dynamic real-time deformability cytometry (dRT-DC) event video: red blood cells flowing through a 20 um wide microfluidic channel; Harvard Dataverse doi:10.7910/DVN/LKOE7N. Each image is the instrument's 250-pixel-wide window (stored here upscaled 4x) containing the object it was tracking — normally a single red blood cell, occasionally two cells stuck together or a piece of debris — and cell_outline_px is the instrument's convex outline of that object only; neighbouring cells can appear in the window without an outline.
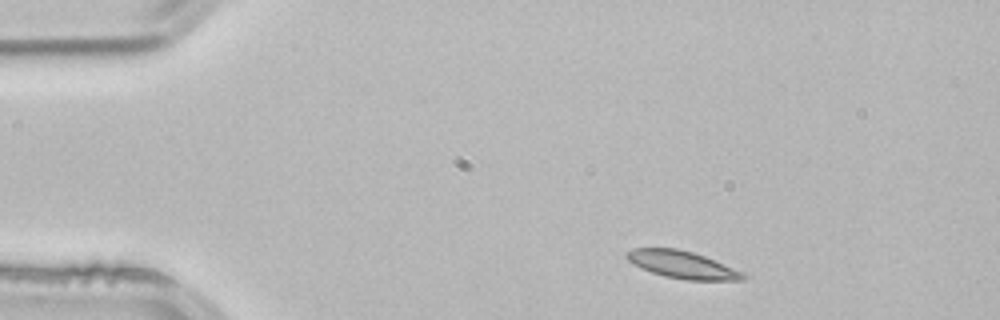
{"species": "common noctule bat (a hibernating species)", "species_latin": "Nyctalus noctula", "temperature_condition": "room temperature", "stored_images_in_passage": 2, "camera_frame_rate_fps": 3000, "um_per_image_px": 0.085, "animal": {"sex": "male", "body_mass_g": 21.5, "forearm_length_mm": 52.0}, "frame": {"image": 1, "passage_image": 1, "time_ms": 0.0, "image_size_px": [1000, 320], "cell_outline_px": [[748, 276], [744, 280], [688, 280], [664, 276], [652, 272], [628, 260], [624, 256], [624, 252], [632, 248], [676, 248], [692, 252], [704, 256], [744, 272]], "centroid_in_image_um": [58.01, 22.49], "position_along_channel_um": 27.0, "area_um2": 18.44}}